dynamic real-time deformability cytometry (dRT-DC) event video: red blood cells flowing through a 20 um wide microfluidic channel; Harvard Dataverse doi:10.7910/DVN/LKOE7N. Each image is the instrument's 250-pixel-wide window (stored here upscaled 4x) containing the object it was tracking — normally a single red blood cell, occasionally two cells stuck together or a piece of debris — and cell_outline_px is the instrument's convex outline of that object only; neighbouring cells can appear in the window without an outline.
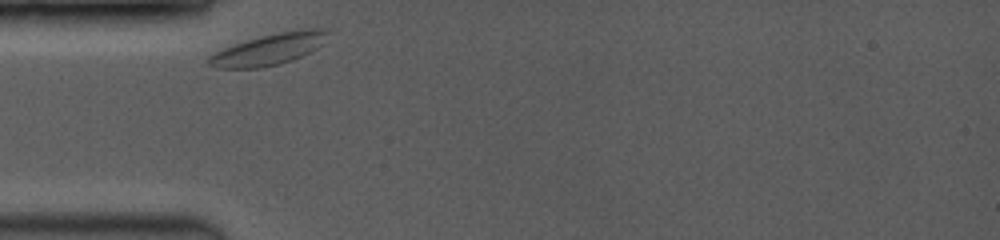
{"species": "common noctule bat (a hibernating species)", "species_latin": "Nyctalus noctula", "temperature_condition": "room temperature", "stored_images_in_passage": 10, "camera_frame_rate_fps": 3500, "um_per_image_px": 0.085, "animal": {"sex": "female", "body_mass_g": 19.0, "forearm_length_mm": 53.3}, "frame": {"image": 1, "passage_image": 1, "time_ms": 0.0, "image_size_px": [1000, 240], "cell_outline_px": [[328, 32], [324, 44], [292, 60], [280, 64], [260, 68], [216, 68], [208, 64], [204, 60], [208, 56], [224, 48], [260, 36], [300, 28], [328, 28]], "centroid_in_image_um": [22.87, 4.18], "position_along_channel_um": 62.1, "area_um2": 21.73}}
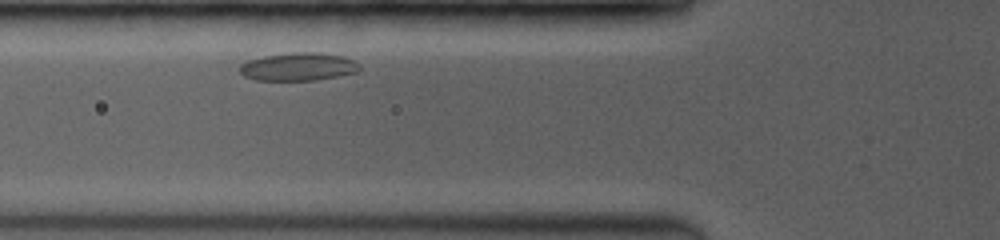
{"frame": {"image": 2, "passage_image": 9, "time_ms": 1.143, "image_size_px": [1000, 240], "cell_outline_px": [[360, 72], [316, 80], [256, 80], [244, 76], [240, 72], [240, 64], [248, 60], [264, 56], [292, 52], [320, 52], [344, 56], [352, 60], [360, 68]], "centroid_in_image_um": [25.36, 5.67], "position_along_channel_um": 100.4, "area_um2": 19.59}}